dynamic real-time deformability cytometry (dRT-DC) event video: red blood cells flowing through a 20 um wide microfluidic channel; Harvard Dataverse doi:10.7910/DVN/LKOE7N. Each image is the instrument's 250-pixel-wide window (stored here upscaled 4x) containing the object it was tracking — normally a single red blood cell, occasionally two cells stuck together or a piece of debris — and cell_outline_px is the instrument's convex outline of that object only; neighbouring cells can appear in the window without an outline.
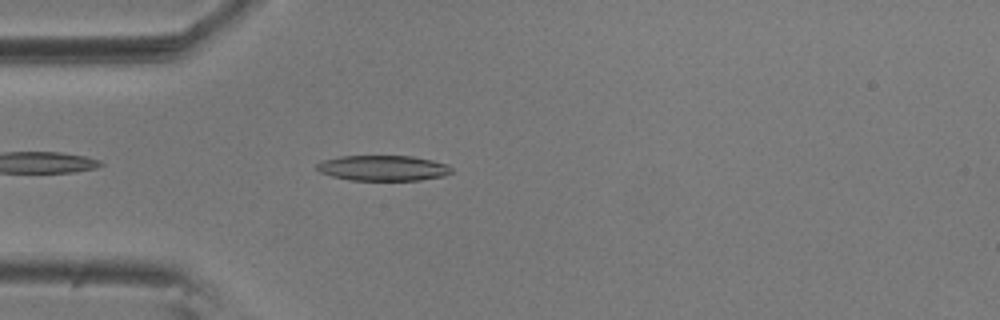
{"species": "common noctule bat (a hibernating species)", "species_latin": "Nyctalus noctula", "temperature_condition": "room temperature", "stored_images_in_passage": 42, "camera_frame_rate_fps": 3000, "um_per_image_px": 0.085, "animal": {"sex": "male", "body_mass_g": 20.5, "forearm_length_mm": 52.5}, "frame": {"image": 1, "passage_image": 4, "time_ms": 1.0, "image_size_px": [1000, 320], "cell_outline_px": [[452, 172], [444, 176], [420, 180], [348, 180], [332, 176], [320, 172], [316, 168], [316, 164], [324, 160], [340, 156], [412, 156], [432, 160], [448, 164], [452, 168]], "centroid_in_image_um": [32.57, 14.28], "position_along_channel_um": 52.4, "area_um2": 20.0}}
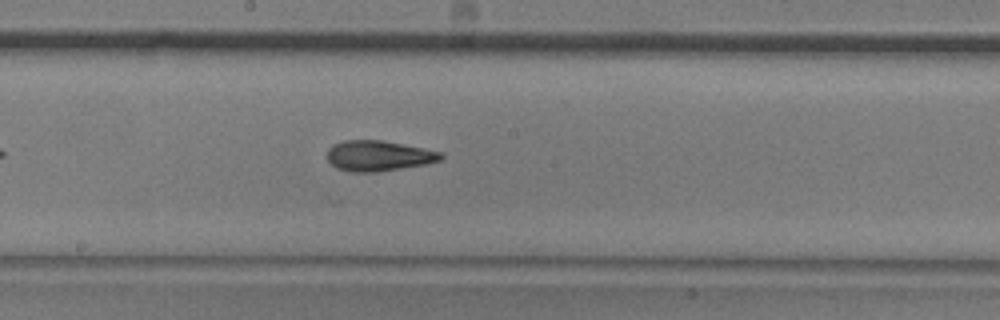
{"frame": {"image": 2, "passage_image": 18, "time_ms": 5.667, "image_size_px": [1000, 320], "cell_outline_px": [[444, 156], [440, 160], [424, 164], [376, 172], [352, 172], [336, 168], [328, 160], [328, 148], [332, 144], [344, 140], [384, 140], [424, 148], [440, 152]], "centroid_in_image_um": [32.14, 13.23], "position_along_channel_um": 216.1, "area_um2": 20.11}}
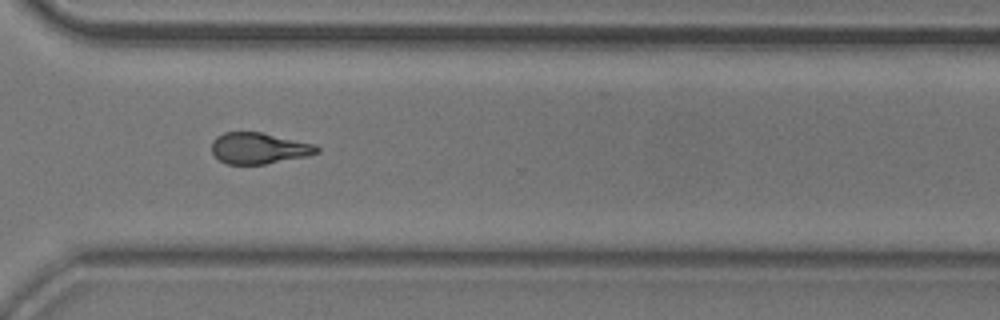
{"frame": {"image": 3, "passage_image": 29, "time_ms": 9.333, "image_size_px": [1000, 320], "cell_outline_px": [[320, 152], [304, 156], [264, 164], [228, 164], [220, 160], [212, 152], [212, 140], [216, 136], [224, 132], [260, 132], [316, 144], [320, 148]], "centroid_in_image_um": [22.0, 12.59], "position_along_channel_um": 348.6, "area_um2": 18.96}, "authors_computed_cell_mechanics": {"area_um2": 19.5942, "velocity_mm_per_s": 3.6369, "shape_relaxation_time_tau1_ms": 5.4832, "shape_relaxation_time_tau2_ms": 2.795, "deformation_change_tau1": 0.1789, "deformation_change_tau2": 0.1157}}